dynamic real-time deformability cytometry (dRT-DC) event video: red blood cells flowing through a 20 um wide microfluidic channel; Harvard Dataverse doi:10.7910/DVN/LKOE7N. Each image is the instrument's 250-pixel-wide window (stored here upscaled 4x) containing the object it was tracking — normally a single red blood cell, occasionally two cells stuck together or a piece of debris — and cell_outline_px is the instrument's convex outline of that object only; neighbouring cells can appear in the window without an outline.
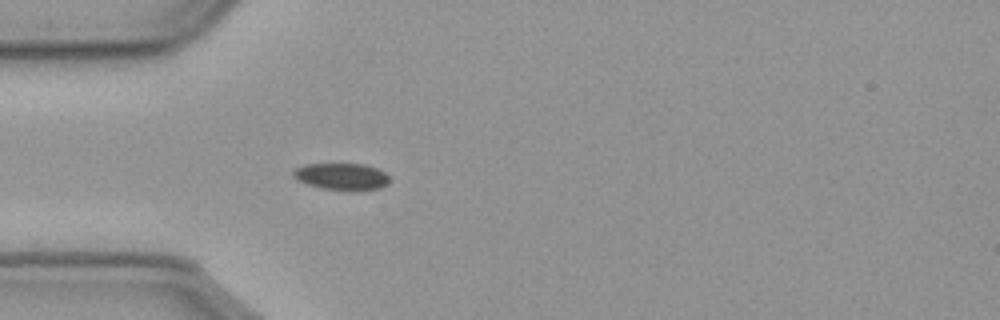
{"species": "common noctule bat (a hibernating species)", "species_latin": "Nyctalus noctula", "temperature_condition": "cold", "stored_images_in_passage": 21, "camera_frame_rate_fps": 3000, "um_per_image_px": 0.085, "animal": {"sex": "male", "body_mass_g": 23.1, "forearm_length_mm": 52.7}, "frame": {"image": 1, "passage_image": 7, "time_ms": 2.0, "image_size_px": [1000, 320], "cell_outline_px": [[388, 184], [380, 188], [356, 192], [348, 192], [324, 188], [308, 184], [292, 176], [292, 172], [296, 168], [304, 164], [364, 164], [376, 168], [384, 172], [388, 176]], "centroid_in_image_um": [29.07, 15.02], "position_along_channel_um": 55.9, "area_um2": 15.2}}
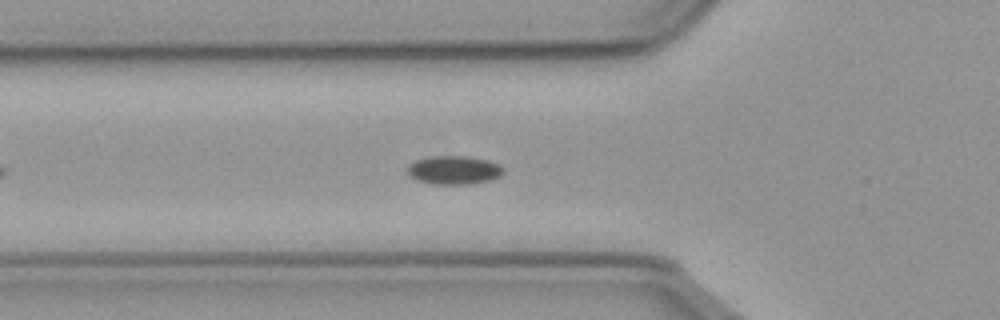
{"frame": {"image": 2, "passage_image": 10, "time_ms": 3.0, "image_size_px": [1000, 320], "cell_outline_px": [[504, 172], [500, 176], [492, 180], [468, 184], [432, 184], [416, 180], [408, 176], [408, 164], [416, 160], [432, 156], [464, 156], [488, 160], [500, 164], [504, 168]], "centroid_in_image_um": [38.59, 14.46], "position_along_channel_um": 87.2, "area_um2": 16.13}}